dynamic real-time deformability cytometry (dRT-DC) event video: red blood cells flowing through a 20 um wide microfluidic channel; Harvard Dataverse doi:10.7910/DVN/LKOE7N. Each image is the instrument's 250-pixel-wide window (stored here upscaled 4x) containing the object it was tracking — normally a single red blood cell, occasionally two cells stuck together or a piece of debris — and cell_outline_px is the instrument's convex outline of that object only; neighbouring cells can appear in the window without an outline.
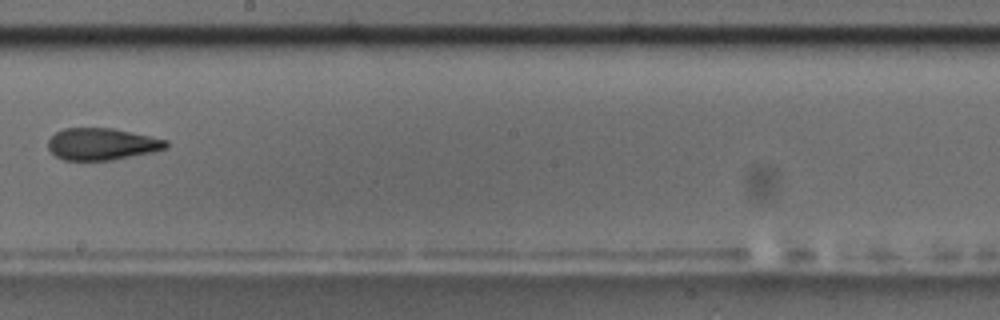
{"species": "common noctule bat (a hibernating species)", "species_latin": "Nyctalus noctula", "temperature_condition": "room temperature", "stored_images_in_passage": 15, "camera_frame_rate_fps": 3000, "um_per_image_px": 0.085, "animal": {"sex": "male", "body_mass_g": 17.5, "forearm_length_mm": 52.3}, "frame": {"image": 1, "passage_image": 9, "time_ms": 10.0, "image_size_px": [1000, 320], "cell_outline_px": [[168, 144], [164, 148], [152, 152], [112, 160], [64, 160], [56, 156], [48, 148], [48, 140], [56, 132], [64, 128], [112, 128], [168, 140]], "centroid_in_image_um": [8.64, 12.24], "position_along_channel_um": 239.6, "area_um2": 21.73}, "authors_computed_cell_mechanics": {"area_um2": 17.8602, "velocity_mm_per_s": 3.6599, "shape_relaxation_time_tau1_ms": 7.7886, "shape_relaxation_time_tau2_ms": 4.0621, "deformation_change_tau1": 0.1938, "deformation_change_tau2": 0.1077}}